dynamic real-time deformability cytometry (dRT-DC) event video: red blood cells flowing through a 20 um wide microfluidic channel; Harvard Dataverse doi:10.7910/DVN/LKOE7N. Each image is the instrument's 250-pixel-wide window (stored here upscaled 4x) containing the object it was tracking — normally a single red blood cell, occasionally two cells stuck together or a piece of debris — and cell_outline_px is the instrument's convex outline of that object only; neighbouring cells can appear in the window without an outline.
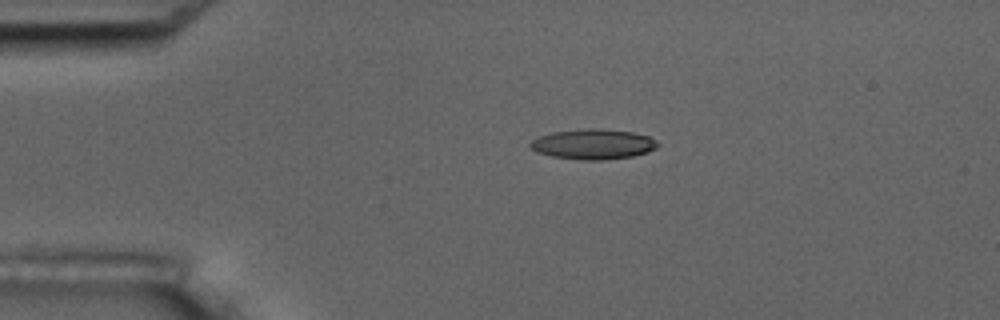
{"species": "common noctule bat (a hibernating species)", "species_latin": "Nyctalus noctula", "temperature_condition": "room temperature", "stored_images_in_passage": 2, "camera_frame_rate_fps": 3000, "um_per_image_px": 0.085, "animal": {"sex": "male", "body_mass_g": 17.5, "forearm_length_mm": 52.3}, "frame": {"image": 1, "passage_image": 1, "time_ms": 0.0, "image_size_px": [1000, 320], "cell_outline_px": [[660, 144], [656, 148], [648, 152], [632, 156], [604, 160], [580, 160], [552, 156], [536, 152], [528, 144], [536, 136], [552, 132], [588, 128], [600, 128], [632, 132], [648, 136], [656, 140]], "centroid_in_image_um": [50.41, 12.25], "position_along_channel_um": 34.6, "area_um2": 22.6}}